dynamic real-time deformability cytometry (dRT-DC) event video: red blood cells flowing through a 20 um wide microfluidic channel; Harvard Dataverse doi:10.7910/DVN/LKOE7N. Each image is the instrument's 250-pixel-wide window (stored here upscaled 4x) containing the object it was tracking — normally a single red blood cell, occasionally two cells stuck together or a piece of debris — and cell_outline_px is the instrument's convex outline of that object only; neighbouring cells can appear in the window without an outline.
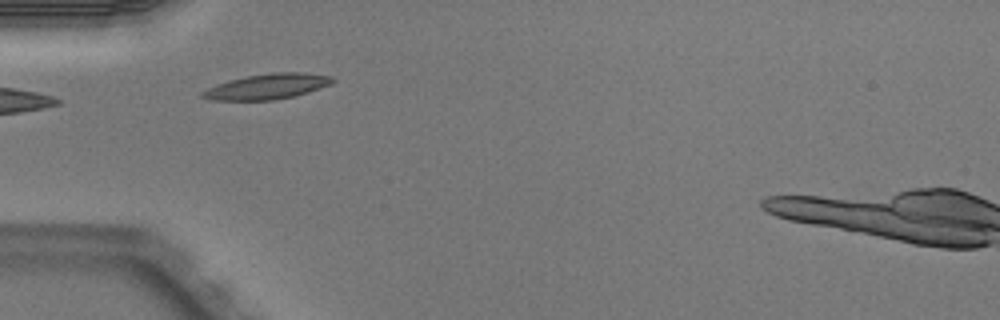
{"species": "Egyptian fruit bat (a non-hibernating species)", "species_latin": "Rousettus aegyptiacus", "temperature_condition": "warm", "stored_images_in_passage": 3, "camera_frame_rate_fps": 3000, "um_per_image_px": 0.085, "animal": {"sex": "male"}, "frame": {"image": 1, "passage_image": 2, "time_ms": 0.333, "image_size_px": [1000, 320], "cell_outline_px": [[336, 80], [328, 84], [308, 92], [292, 96], [272, 100], [212, 100], [200, 96], [200, 92], [208, 88], [232, 80], [248, 76], [272, 72], [304, 72], [332, 76]], "centroid_in_image_um": [22.73, 7.35], "position_along_channel_um": 62.3, "area_um2": 18.84}}